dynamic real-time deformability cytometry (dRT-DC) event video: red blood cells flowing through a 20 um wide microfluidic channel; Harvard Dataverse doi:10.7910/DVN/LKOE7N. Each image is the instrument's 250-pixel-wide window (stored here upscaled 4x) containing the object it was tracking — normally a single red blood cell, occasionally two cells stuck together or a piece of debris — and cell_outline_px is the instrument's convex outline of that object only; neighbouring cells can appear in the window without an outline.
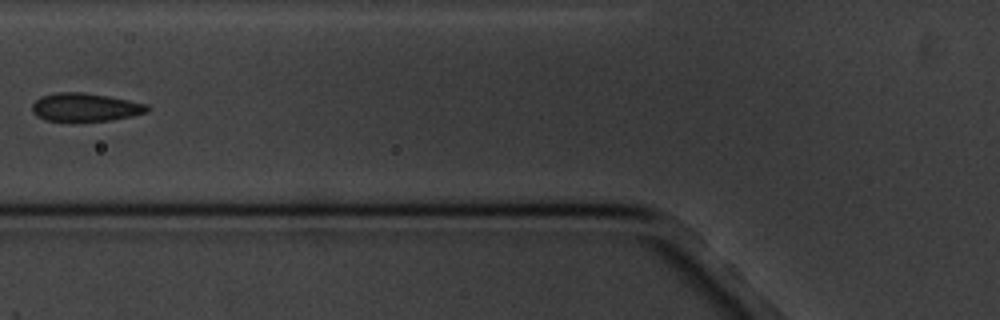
{"species": "common noctule bat (a hibernating species)", "species_latin": "Nyctalus noctula", "temperature_condition": "cold", "stored_images_in_passage": 9, "camera_frame_rate_fps": 3000, "um_per_image_px": 0.085, "animal": {"sex": "male", "body_mass_g": 20.1, "forearm_length_mm": 53.5}, "frame": {"image": 1, "passage_image": 3, "time_ms": 2.333, "image_size_px": [1000, 320], "cell_outline_px": [[148, 112], [132, 116], [112, 120], [44, 120], [36, 116], [32, 112], [32, 104], [36, 100], [44, 96], [56, 92], [80, 92], [108, 96], [148, 104]], "centroid_in_image_um": [7.25, 9.11], "position_along_channel_um": 118.6, "area_um2": 18.67}}
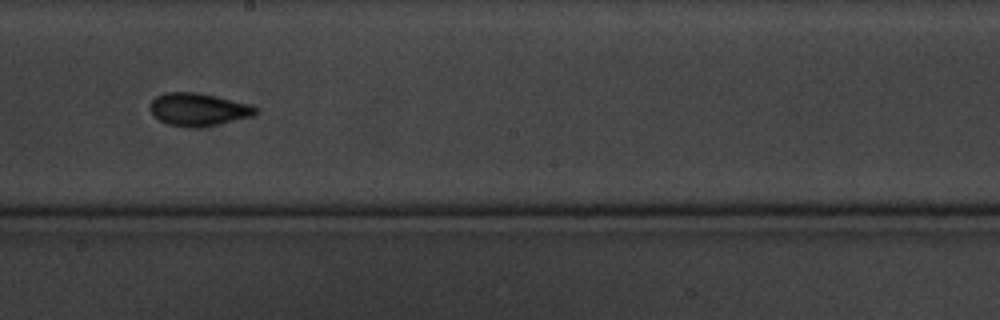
{"frame": {"image": 2, "passage_image": 6, "time_ms": 5.667, "image_size_px": [1000, 320], "cell_outline_px": [[256, 112], [252, 116], [216, 124], [196, 128], [192, 128], [168, 124], [160, 120], [148, 108], [152, 100], [156, 96], [164, 92], [196, 92], [252, 104], [256, 108]], "centroid_in_image_um": [16.83, 9.29], "position_along_channel_um": 231.4, "area_um2": 19.94}}
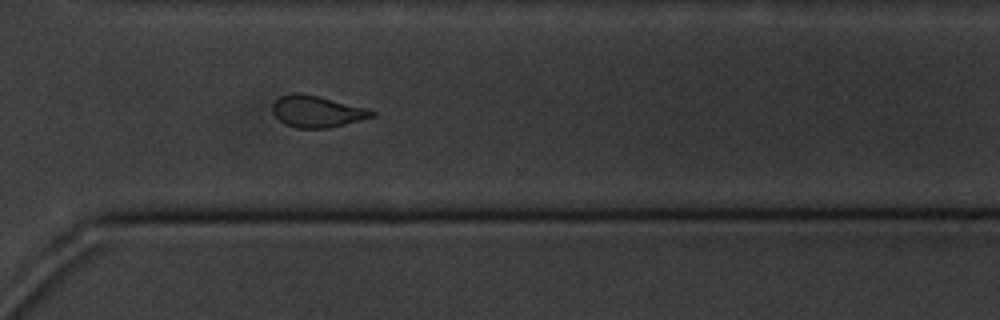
{"frame": {"image": 3, "passage_image": 9, "time_ms": 9.0, "image_size_px": [1000, 320], "cell_outline_px": [[376, 116], [328, 128], [296, 128], [284, 124], [272, 112], [272, 104], [280, 96], [292, 92], [296, 92], [316, 96], [364, 108], [376, 112]], "centroid_in_image_um": [26.89, 9.48], "position_along_channel_um": 343.7, "area_um2": 17.98}}